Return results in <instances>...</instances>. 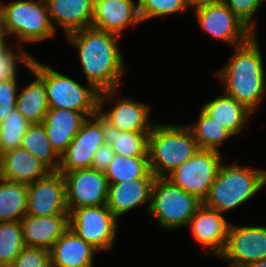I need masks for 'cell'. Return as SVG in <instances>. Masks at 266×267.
Here are the masks:
<instances>
[{
	"label": "cell",
	"instance_id": "cell-8",
	"mask_svg": "<svg viewBox=\"0 0 266 267\" xmlns=\"http://www.w3.org/2000/svg\"><path fill=\"white\" fill-rule=\"evenodd\" d=\"M118 92L119 89L99 94L98 115L105 121L108 132L150 133L155 124L150 121V105L131 98L117 99ZM105 101H114V107L104 110Z\"/></svg>",
	"mask_w": 266,
	"mask_h": 267
},
{
	"label": "cell",
	"instance_id": "cell-24",
	"mask_svg": "<svg viewBox=\"0 0 266 267\" xmlns=\"http://www.w3.org/2000/svg\"><path fill=\"white\" fill-rule=\"evenodd\" d=\"M222 93L205 102L201 109L233 136L239 135L253 113L233 97Z\"/></svg>",
	"mask_w": 266,
	"mask_h": 267
},
{
	"label": "cell",
	"instance_id": "cell-27",
	"mask_svg": "<svg viewBox=\"0 0 266 267\" xmlns=\"http://www.w3.org/2000/svg\"><path fill=\"white\" fill-rule=\"evenodd\" d=\"M108 184L131 179L156 178L150 171L148 156L129 157L115 154L105 171Z\"/></svg>",
	"mask_w": 266,
	"mask_h": 267
},
{
	"label": "cell",
	"instance_id": "cell-11",
	"mask_svg": "<svg viewBox=\"0 0 266 267\" xmlns=\"http://www.w3.org/2000/svg\"><path fill=\"white\" fill-rule=\"evenodd\" d=\"M108 141V128L97 114L87 118L77 135L60 156L59 172L90 169L95 152Z\"/></svg>",
	"mask_w": 266,
	"mask_h": 267
},
{
	"label": "cell",
	"instance_id": "cell-16",
	"mask_svg": "<svg viewBox=\"0 0 266 267\" xmlns=\"http://www.w3.org/2000/svg\"><path fill=\"white\" fill-rule=\"evenodd\" d=\"M230 223L222 213L202 204L190 218L191 234L197 243L217 257L223 252Z\"/></svg>",
	"mask_w": 266,
	"mask_h": 267
},
{
	"label": "cell",
	"instance_id": "cell-4",
	"mask_svg": "<svg viewBox=\"0 0 266 267\" xmlns=\"http://www.w3.org/2000/svg\"><path fill=\"white\" fill-rule=\"evenodd\" d=\"M197 141L187 124L153 125L148 135V160L155 177H166L199 150Z\"/></svg>",
	"mask_w": 266,
	"mask_h": 267
},
{
	"label": "cell",
	"instance_id": "cell-1",
	"mask_svg": "<svg viewBox=\"0 0 266 267\" xmlns=\"http://www.w3.org/2000/svg\"><path fill=\"white\" fill-rule=\"evenodd\" d=\"M68 43L76 48L80 67L87 84L98 92L117 90L126 73L123 53L118 45V35L84 28L66 36Z\"/></svg>",
	"mask_w": 266,
	"mask_h": 267
},
{
	"label": "cell",
	"instance_id": "cell-32",
	"mask_svg": "<svg viewBox=\"0 0 266 267\" xmlns=\"http://www.w3.org/2000/svg\"><path fill=\"white\" fill-rule=\"evenodd\" d=\"M149 133L108 132V142L115 154L129 157L148 156Z\"/></svg>",
	"mask_w": 266,
	"mask_h": 267
},
{
	"label": "cell",
	"instance_id": "cell-30",
	"mask_svg": "<svg viewBox=\"0 0 266 267\" xmlns=\"http://www.w3.org/2000/svg\"><path fill=\"white\" fill-rule=\"evenodd\" d=\"M24 247L20 221L0 222V267H9Z\"/></svg>",
	"mask_w": 266,
	"mask_h": 267
},
{
	"label": "cell",
	"instance_id": "cell-10",
	"mask_svg": "<svg viewBox=\"0 0 266 267\" xmlns=\"http://www.w3.org/2000/svg\"><path fill=\"white\" fill-rule=\"evenodd\" d=\"M221 160H223L221 152L199 149L193 157L165 178L203 201L215 180Z\"/></svg>",
	"mask_w": 266,
	"mask_h": 267
},
{
	"label": "cell",
	"instance_id": "cell-12",
	"mask_svg": "<svg viewBox=\"0 0 266 267\" xmlns=\"http://www.w3.org/2000/svg\"><path fill=\"white\" fill-rule=\"evenodd\" d=\"M219 257L227 260L228 267H243L266 258V226L230 223L226 245Z\"/></svg>",
	"mask_w": 266,
	"mask_h": 267
},
{
	"label": "cell",
	"instance_id": "cell-22",
	"mask_svg": "<svg viewBox=\"0 0 266 267\" xmlns=\"http://www.w3.org/2000/svg\"><path fill=\"white\" fill-rule=\"evenodd\" d=\"M95 252L69 227L50 249V267H93Z\"/></svg>",
	"mask_w": 266,
	"mask_h": 267
},
{
	"label": "cell",
	"instance_id": "cell-37",
	"mask_svg": "<svg viewBox=\"0 0 266 267\" xmlns=\"http://www.w3.org/2000/svg\"><path fill=\"white\" fill-rule=\"evenodd\" d=\"M18 74L13 78L0 82V123L16 107L19 85Z\"/></svg>",
	"mask_w": 266,
	"mask_h": 267
},
{
	"label": "cell",
	"instance_id": "cell-14",
	"mask_svg": "<svg viewBox=\"0 0 266 267\" xmlns=\"http://www.w3.org/2000/svg\"><path fill=\"white\" fill-rule=\"evenodd\" d=\"M194 15L204 34L232 47L245 43L254 34L224 3L202 7Z\"/></svg>",
	"mask_w": 266,
	"mask_h": 267
},
{
	"label": "cell",
	"instance_id": "cell-34",
	"mask_svg": "<svg viewBox=\"0 0 266 267\" xmlns=\"http://www.w3.org/2000/svg\"><path fill=\"white\" fill-rule=\"evenodd\" d=\"M189 10L187 0H138V11L143 22Z\"/></svg>",
	"mask_w": 266,
	"mask_h": 267
},
{
	"label": "cell",
	"instance_id": "cell-23",
	"mask_svg": "<svg viewBox=\"0 0 266 267\" xmlns=\"http://www.w3.org/2000/svg\"><path fill=\"white\" fill-rule=\"evenodd\" d=\"M87 118L81 112L68 109H49L43 120L52 149L60 157L77 135Z\"/></svg>",
	"mask_w": 266,
	"mask_h": 267
},
{
	"label": "cell",
	"instance_id": "cell-41",
	"mask_svg": "<svg viewBox=\"0 0 266 267\" xmlns=\"http://www.w3.org/2000/svg\"><path fill=\"white\" fill-rule=\"evenodd\" d=\"M243 267H266V258L249 263Z\"/></svg>",
	"mask_w": 266,
	"mask_h": 267
},
{
	"label": "cell",
	"instance_id": "cell-40",
	"mask_svg": "<svg viewBox=\"0 0 266 267\" xmlns=\"http://www.w3.org/2000/svg\"><path fill=\"white\" fill-rule=\"evenodd\" d=\"M0 38L3 41H6V28H5L4 5H3V2L0 3Z\"/></svg>",
	"mask_w": 266,
	"mask_h": 267
},
{
	"label": "cell",
	"instance_id": "cell-21",
	"mask_svg": "<svg viewBox=\"0 0 266 267\" xmlns=\"http://www.w3.org/2000/svg\"><path fill=\"white\" fill-rule=\"evenodd\" d=\"M50 170L31 152L16 148L0 155V178L17 183L31 184L45 177Z\"/></svg>",
	"mask_w": 266,
	"mask_h": 267
},
{
	"label": "cell",
	"instance_id": "cell-2",
	"mask_svg": "<svg viewBox=\"0 0 266 267\" xmlns=\"http://www.w3.org/2000/svg\"><path fill=\"white\" fill-rule=\"evenodd\" d=\"M256 35L253 34L245 43L233 47L234 54L215 73L223 83L224 93L252 113L260 107L266 94V73Z\"/></svg>",
	"mask_w": 266,
	"mask_h": 267
},
{
	"label": "cell",
	"instance_id": "cell-31",
	"mask_svg": "<svg viewBox=\"0 0 266 267\" xmlns=\"http://www.w3.org/2000/svg\"><path fill=\"white\" fill-rule=\"evenodd\" d=\"M30 123L14 108L0 123V155L20 148L22 138Z\"/></svg>",
	"mask_w": 266,
	"mask_h": 267
},
{
	"label": "cell",
	"instance_id": "cell-35",
	"mask_svg": "<svg viewBox=\"0 0 266 267\" xmlns=\"http://www.w3.org/2000/svg\"><path fill=\"white\" fill-rule=\"evenodd\" d=\"M265 0H223V3L254 33L257 23L255 14Z\"/></svg>",
	"mask_w": 266,
	"mask_h": 267
},
{
	"label": "cell",
	"instance_id": "cell-33",
	"mask_svg": "<svg viewBox=\"0 0 266 267\" xmlns=\"http://www.w3.org/2000/svg\"><path fill=\"white\" fill-rule=\"evenodd\" d=\"M8 42L3 41L0 44V82L19 74L18 65L21 63L26 66L32 58L26 49ZM13 46L18 48L17 51L13 50Z\"/></svg>",
	"mask_w": 266,
	"mask_h": 267
},
{
	"label": "cell",
	"instance_id": "cell-15",
	"mask_svg": "<svg viewBox=\"0 0 266 267\" xmlns=\"http://www.w3.org/2000/svg\"><path fill=\"white\" fill-rule=\"evenodd\" d=\"M28 215H69L66 204V182L59 171H50L45 177L28 184Z\"/></svg>",
	"mask_w": 266,
	"mask_h": 267
},
{
	"label": "cell",
	"instance_id": "cell-5",
	"mask_svg": "<svg viewBox=\"0 0 266 267\" xmlns=\"http://www.w3.org/2000/svg\"><path fill=\"white\" fill-rule=\"evenodd\" d=\"M31 71L43 82L46 88L49 109H68L81 112L86 118L98 114L99 94L91 84L87 87L70 76L40 63L32 56Z\"/></svg>",
	"mask_w": 266,
	"mask_h": 267
},
{
	"label": "cell",
	"instance_id": "cell-3",
	"mask_svg": "<svg viewBox=\"0 0 266 267\" xmlns=\"http://www.w3.org/2000/svg\"><path fill=\"white\" fill-rule=\"evenodd\" d=\"M223 162L203 200L205 206L222 214L245 204L266 185V170Z\"/></svg>",
	"mask_w": 266,
	"mask_h": 267
},
{
	"label": "cell",
	"instance_id": "cell-28",
	"mask_svg": "<svg viewBox=\"0 0 266 267\" xmlns=\"http://www.w3.org/2000/svg\"><path fill=\"white\" fill-rule=\"evenodd\" d=\"M20 147L31 152L50 171H58L60 157L52 149L43 123L28 126Z\"/></svg>",
	"mask_w": 266,
	"mask_h": 267
},
{
	"label": "cell",
	"instance_id": "cell-20",
	"mask_svg": "<svg viewBox=\"0 0 266 267\" xmlns=\"http://www.w3.org/2000/svg\"><path fill=\"white\" fill-rule=\"evenodd\" d=\"M55 31L60 26L65 36L91 27L94 0H45Z\"/></svg>",
	"mask_w": 266,
	"mask_h": 267
},
{
	"label": "cell",
	"instance_id": "cell-26",
	"mask_svg": "<svg viewBox=\"0 0 266 267\" xmlns=\"http://www.w3.org/2000/svg\"><path fill=\"white\" fill-rule=\"evenodd\" d=\"M28 185L0 178V222L21 221L27 211Z\"/></svg>",
	"mask_w": 266,
	"mask_h": 267
},
{
	"label": "cell",
	"instance_id": "cell-9",
	"mask_svg": "<svg viewBox=\"0 0 266 267\" xmlns=\"http://www.w3.org/2000/svg\"><path fill=\"white\" fill-rule=\"evenodd\" d=\"M117 222L106 204L75 208L69 213V227L99 252L113 247Z\"/></svg>",
	"mask_w": 266,
	"mask_h": 267
},
{
	"label": "cell",
	"instance_id": "cell-19",
	"mask_svg": "<svg viewBox=\"0 0 266 267\" xmlns=\"http://www.w3.org/2000/svg\"><path fill=\"white\" fill-rule=\"evenodd\" d=\"M20 223L25 246L50 250L69 229V215L36 216L26 214Z\"/></svg>",
	"mask_w": 266,
	"mask_h": 267
},
{
	"label": "cell",
	"instance_id": "cell-39",
	"mask_svg": "<svg viewBox=\"0 0 266 267\" xmlns=\"http://www.w3.org/2000/svg\"><path fill=\"white\" fill-rule=\"evenodd\" d=\"M188 7L194 11L202 7L223 3V0H187Z\"/></svg>",
	"mask_w": 266,
	"mask_h": 267
},
{
	"label": "cell",
	"instance_id": "cell-25",
	"mask_svg": "<svg viewBox=\"0 0 266 267\" xmlns=\"http://www.w3.org/2000/svg\"><path fill=\"white\" fill-rule=\"evenodd\" d=\"M34 75V81L18 91L16 109L30 123H42L49 110L44 82L30 69V62L25 66Z\"/></svg>",
	"mask_w": 266,
	"mask_h": 267
},
{
	"label": "cell",
	"instance_id": "cell-38",
	"mask_svg": "<svg viewBox=\"0 0 266 267\" xmlns=\"http://www.w3.org/2000/svg\"><path fill=\"white\" fill-rule=\"evenodd\" d=\"M114 155L115 153L111 147V144L106 141L95 152L91 168L105 173L109 167V164L112 162Z\"/></svg>",
	"mask_w": 266,
	"mask_h": 267
},
{
	"label": "cell",
	"instance_id": "cell-13",
	"mask_svg": "<svg viewBox=\"0 0 266 267\" xmlns=\"http://www.w3.org/2000/svg\"><path fill=\"white\" fill-rule=\"evenodd\" d=\"M61 173L66 182V204L69 213L75 208L107 203L109 185L104 172L90 168Z\"/></svg>",
	"mask_w": 266,
	"mask_h": 267
},
{
	"label": "cell",
	"instance_id": "cell-29",
	"mask_svg": "<svg viewBox=\"0 0 266 267\" xmlns=\"http://www.w3.org/2000/svg\"><path fill=\"white\" fill-rule=\"evenodd\" d=\"M198 116L195 123L187 125L192 131L199 148L220 152L219 147L233 135L209 117L202 109Z\"/></svg>",
	"mask_w": 266,
	"mask_h": 267
},
{
	"label": "cell",
	"instance_id": "cell-7",
	"mask_svg": "<svg viewBox=\"0 0 266 267\" xmlns=\"http://www.w3.org/2000/svg\"><path fill=\"white\" fill-rule=\"evenodd\" d=\"M3 5L6 36L15 37L13 44L23 48L26 42H41L56 34L45 0H17Z\"/></svg>",
	"mask_w": 266,
	"mask_h": 267
},
{
	"label": "cell",
	"instance_id": "cell-17",
	"mask_svg": "<svg viewBox=\"0 0 266 267\" xmlns=\"http://www.w3.org/2000/svg\"><path fill=\"white\" fill-rule=\"evenodd\" d=\"M142 24L138 0H94L91 27L120 36L128 26Z\"/></svg>",
	"mask_w": 266,
	"mask_h": 267
},
{
	"label": "cell",
	"instance_id": "cell-36",
	"mask_svg": "<svg viewBox=\"0 0 266 267\" xmlns=\"http://www.w3.org/2000/svg\"><path fill=\"white\" fill-rule=\"evenodd\" d=\"M9 267H50V250L25 246Z\"/></svg>",
	"mask_w": 266,
	"mask_h": 267
},
{
	"label": "cell",
	"instance_id": "cell-6",
	"mask_svg": "<svg viewBox=\"0 0 266 267\" xmlns=\"http://www.w3.org/2000/svg\"><path fill=\"white\" fill-rule=\"evenodd\" d=\"M202 204L199 198L173 185L165 177H156L148 213L161 228L171 231L187 227L190 218Z\"/></svg>",
	"mask_w": 266,
	"mask_h": 267
},
{
	"label": "cell",
	"instance_id": "cell-18",
	"mask_svg": "<svg viewBox=\"0 0 266 267\" xmlns=\"http://www.w3.org/2000/svg\"><path fill=\"white\" fill-rule=\"evenodd\" d=\"M154 180L155 178H139L108 184L106 206L117 219L143 204H148L146 208L149 211Z\"/></svg>",
	"mask_w": 266,
	"mask_h": 267
}]
</instances>
